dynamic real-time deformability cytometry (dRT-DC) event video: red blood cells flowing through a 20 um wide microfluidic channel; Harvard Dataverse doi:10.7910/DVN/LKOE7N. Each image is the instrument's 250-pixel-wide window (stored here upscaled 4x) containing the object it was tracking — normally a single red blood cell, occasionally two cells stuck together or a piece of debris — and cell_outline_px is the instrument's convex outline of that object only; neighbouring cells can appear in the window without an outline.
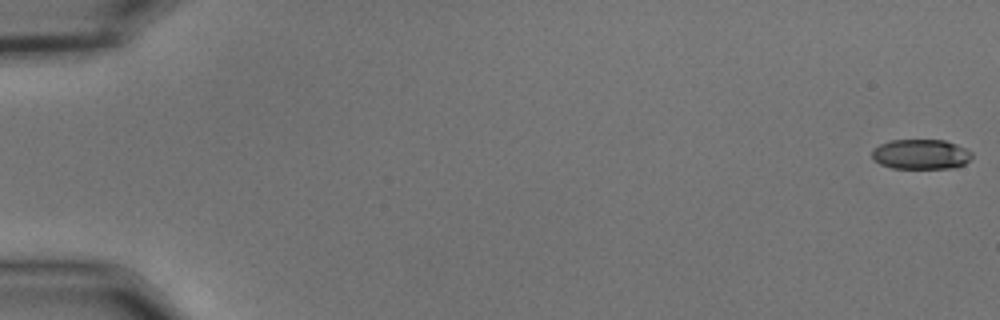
{"species": "common noctule bat (a hibernating species)", "species_latin": "Nyctalus noctula", "temperature_condition": "cold", "stored_images_in_passage": 19, "camera_frame_rate_fps": 3000, "um_per_image_px": 0.085, "animal": {"sex": "male", "body_mass_g": 15.6}, "frame": {"image": 1, "passage_image": 1, "time_ms": 0.0, "image_size_px": [1000, 320], "cell_outline_px": [[972, 156], [964, 164], [956, 168], [892, 168], [880, 164], [872, 156], [872, 148], [880, 144], [892, 140], [944, 140], [956, 144], [972, 152]], "centroid_in_image_um": [78.27, 13.11], "position_along_channel_um": 6.7, "area_um2": 17.4}}
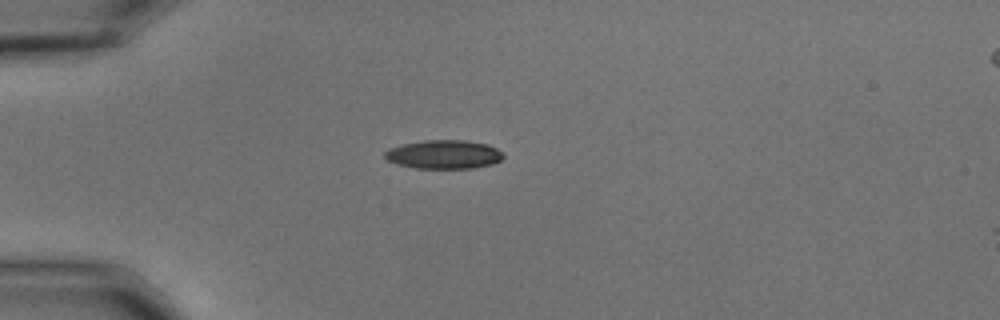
{"frame": {"image": 2, "passage_image": 16, "time_ms": 5.0, "image_size_px": [1000, 320], "cell_outline_px": [[504, 156], [500, 160], [492, 164], [472, 168], [416, 168], [396, 164], [388, 160], [384, 156], [384, 152], [388, 148], [404, 144], [424, 140], [464, 140], [488, 144], [504, 152]], "centroid_in_image_um": [37.73, 13.12], "position_along_channel_um": 47.3, "area_um2": 19.88}}